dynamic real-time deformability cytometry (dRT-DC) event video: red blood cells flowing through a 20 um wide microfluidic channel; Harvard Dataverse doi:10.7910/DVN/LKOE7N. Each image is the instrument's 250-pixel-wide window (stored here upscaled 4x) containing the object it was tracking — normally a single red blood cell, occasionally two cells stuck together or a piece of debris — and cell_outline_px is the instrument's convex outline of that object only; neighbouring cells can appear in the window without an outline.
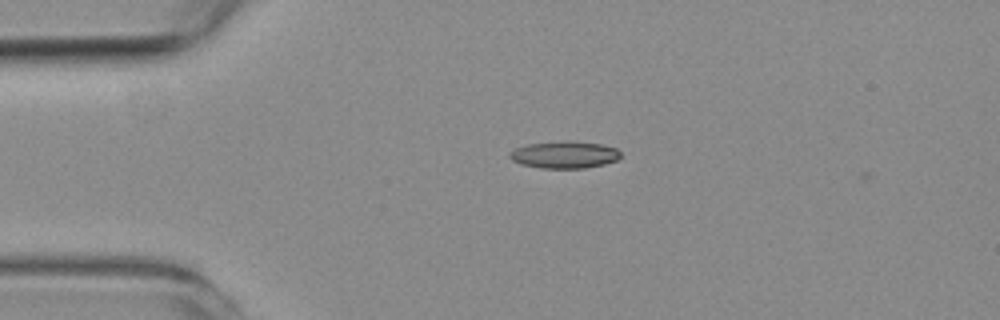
{"species": "common noctule bat (a hibernating species)", "species_latin": "Nyctalus noctula", "temperature_condition": "room temperature", "stored_images_in_passage": 31, "camera_frame_rate_fps": 3000, "um_per_image_px": 0.085, "animal": {"sex": "female", "body_mass_g": 19.3, "forearm_length_mm": 54.1}, "frame": {"image": 1, "passage_image": 1, "time_ms": 0.0, "image_size_px": [1000, 320], "cell_outline_px": [[620, 156], [616, 160], [604, 164], [584, 168], [540, 168], [520, 164], [512, 160], [508, 156], [516, 148], [528, 144], [568, 140], [600, 144], [616, 148], [620, 152]], "centroid_in_image_um": [47.97, 13.15], "position_along_channel_um": 37.0, "area_um2": 17.4}}
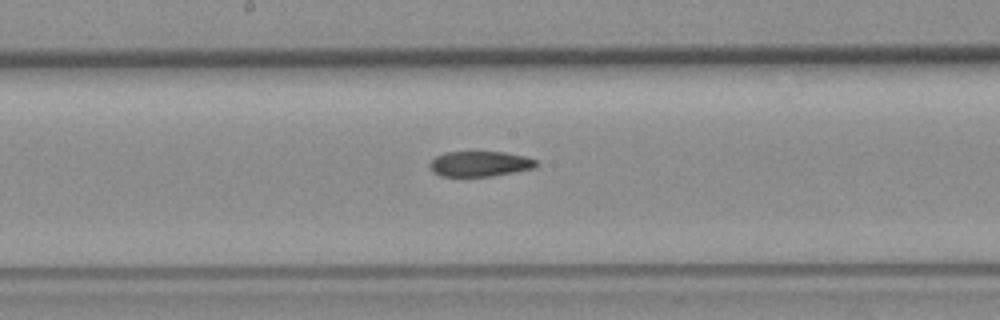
{"frame": {"image": 2, "passage_image": 17, "time_ms": 5.333, "image_size_px": [1000, 320], "cell_outline_px": [[536, 168], [492, 176], [440, 176], [432, 172], [428, 164], [436, 156], [444, 152], [504, 152], [524, 156], [536, 160]], "centroid_in_image_um": [40.76, 13.93], "position_along_channel_um": 207.4, "area_um2": 15.72}}
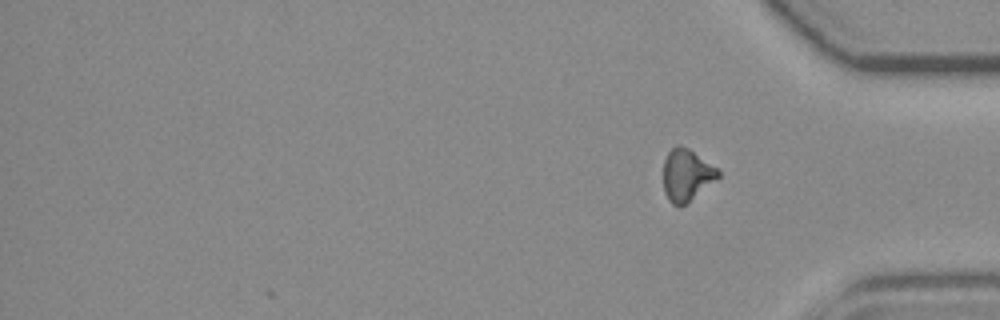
{"frame": {"image": 3, "passage_image": 31, "time_ms": 10.0, "image_size_px": [1000, 320], "cell_outline_px": [[720, 176], [680, 208], [672, 204], [668, 200], [664, 192], [664, 160], [668, 152], [676, 144], [680, 144], [688, 148], [716, 168], [720, 172]], "centroid_in_image_um": [58.32, 14.88], "position_along_channel_um": 376.9, "area_um2": 16.36}}